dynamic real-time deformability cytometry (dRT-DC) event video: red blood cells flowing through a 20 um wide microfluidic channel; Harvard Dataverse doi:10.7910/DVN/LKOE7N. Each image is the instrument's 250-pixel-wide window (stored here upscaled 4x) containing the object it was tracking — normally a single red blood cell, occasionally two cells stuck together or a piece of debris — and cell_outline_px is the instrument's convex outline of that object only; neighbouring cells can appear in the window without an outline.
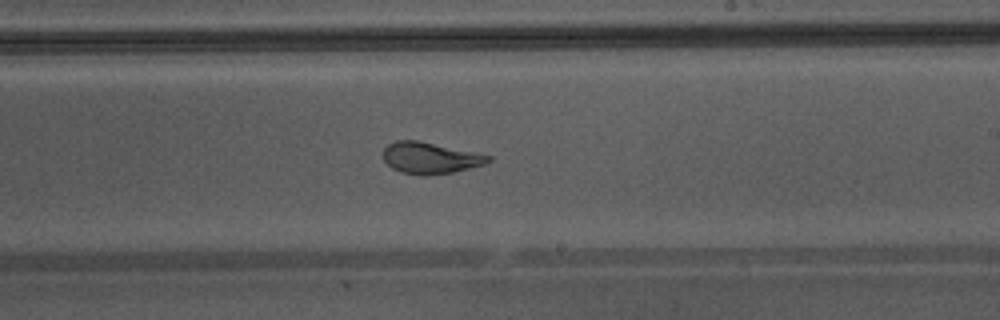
{"species": "Egyptian fruit bat (a non-hibernating species)", "species_latin": "Rousettus aegyptiacus", "temperature_condition": "warm", "stored_images_in_passage": 45, "camera_frame_rate_fps": 3000, "um_per_image_px": 0.085, "animal": {"sex": "male"}, "frame": {"image": 1, "passage_image": 26, "time_ms": 8.333, "image_size_px": [1000, 320], "cell_outline_px": [[492, 160], [484, 164], [452, 172], [424, 176], [420, 176], [400, 172], [392, 168], [384, 160], [384, 148], [388, 144], [396, 140], [416, 140], [492, 156]], "centroid_in_image_um": [36.53, 13.43], "position_along_channel_um": 252.5, "area_um2": 19.02}, "authors_computed_cell_mechanics": {"area_um2": 21.964, "velocity_mm_per_s": 4.3628, "shape_relaxation_time_tau1_ms": 5.4575, "shape_relaxation_time_tau2_ms": null, "deformation_change_tau1": 0.2006, "deformation_change_tau2": null}}